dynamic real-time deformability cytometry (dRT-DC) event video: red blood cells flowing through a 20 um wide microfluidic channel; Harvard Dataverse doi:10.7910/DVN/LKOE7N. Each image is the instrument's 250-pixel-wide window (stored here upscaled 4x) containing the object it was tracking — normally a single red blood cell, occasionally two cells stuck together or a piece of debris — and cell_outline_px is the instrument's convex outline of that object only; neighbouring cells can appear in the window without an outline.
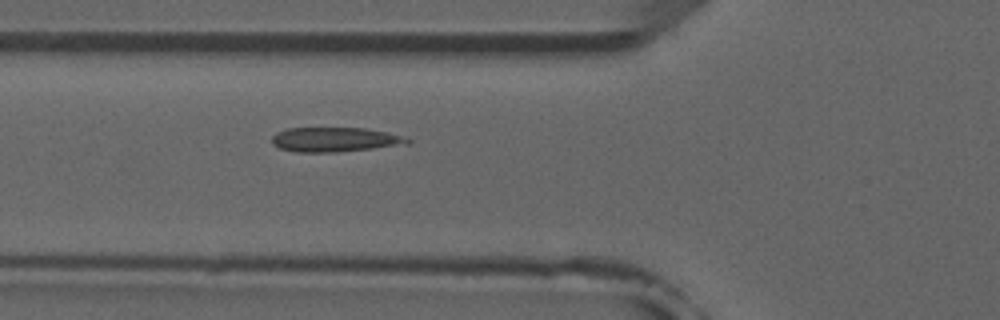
{"species": "common noctule bat (a hibernating species)", "species_latin": "Nyctalus noctula", "temperature_condition": "room temperature", "stored_images_in_passage": 6, "camera_frame_rate_fps": 3000, "um_per_image_px": 0.085, "animal": {"sex": "male", "forearm_length_mm": 52.5}, "frame": {"image": 1, "passage_image": 6, "time_ms": 5.667, "image_size_px": [1000, 320], "cell_outline_px": [[412, 140], [408, 144], [336, 152], [296, 152], [280, 148], [272, 144], [272, 136], [276, 132], [288, 128], [364, 128], [388, 132]], "centroid_in_image_um": [28.43, 11.86], "position_along_channel_um": 97.4, "area_um2": 19.25}}